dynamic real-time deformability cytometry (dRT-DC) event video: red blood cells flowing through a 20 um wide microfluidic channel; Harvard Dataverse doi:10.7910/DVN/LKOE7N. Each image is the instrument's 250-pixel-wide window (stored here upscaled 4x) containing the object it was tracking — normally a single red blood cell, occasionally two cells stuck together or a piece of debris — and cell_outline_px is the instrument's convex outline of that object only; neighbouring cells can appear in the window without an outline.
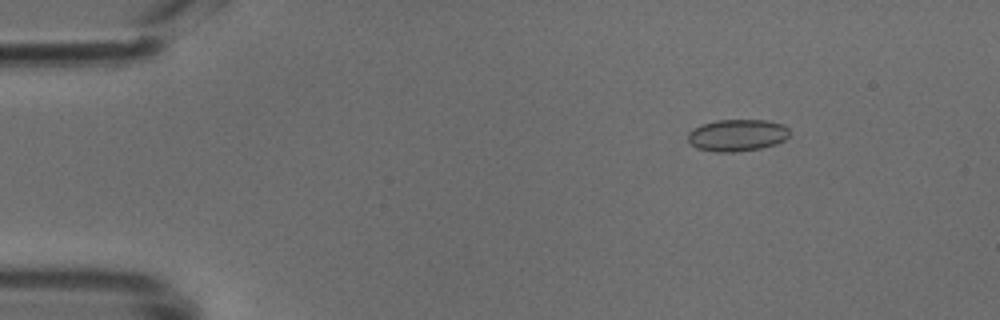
{"species": "common noctule bat (a hibernating species)", "species_latin": "Nyctalus noctula", "temperature_condition": "cold", "stored_images_in_passage": 46, "camera_frame_rate_fps": 3000, "um_per_image_px": 0.085, "animal": {"sex": "male", "body_mass_g": 18.8}, "frame": {"image": 1, "passage_image": 4, "time_ms": 1.0, "image_size_px": [1000, 320], "cell_outline_px": [[788, 136], [784, 140], [776, 144], [760, 148], [736, 152], [716, 152], [696, 148], [688, 140], [688, 132], [692, 128], [700, 124], [716, 120], [768, 120], [784, 124], [788, 128]], "centroid_in_image_um": [62.64, 11.48], "position_along_channel_um": 22.4, "area_um2": 19.07}}
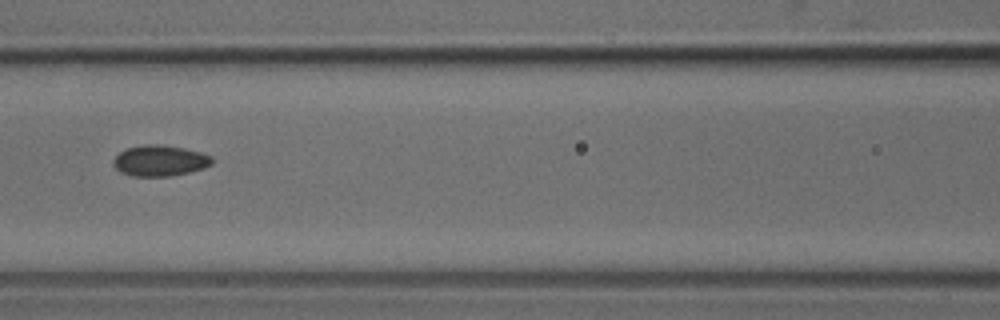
{"frame": {"image": 2, "passage_image": 19, "time_ms": 6.0, "image_size_px": [1000, 320], "cell_outline_px": [[212, 164], [204, 168], [188, 172], [168, 176], [132, 176], [120, 172], [112, 164], [112, 160], [124, 148], [144, 144], [160, 144], [184, 148], [200, 152], [212, 156]], "centroid_in_image_um": [13.56, 13.64], "position_along_channel_um": 153.0, "area_um2": 17.86}}
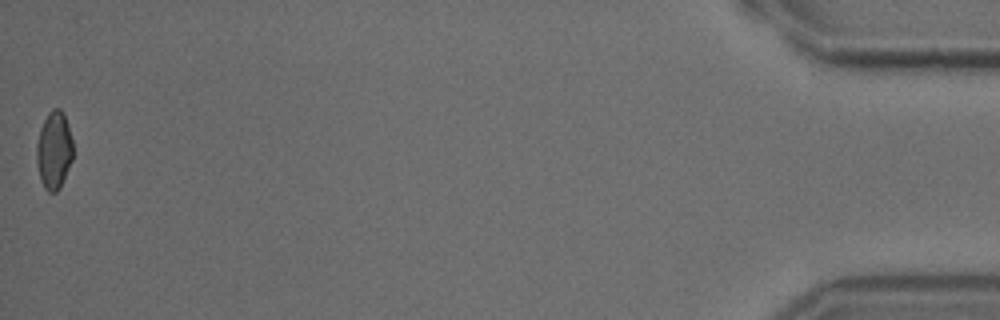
{"frame": {"image": 3, "passage_image": 46, "time_ms": 15.0, "image_size_px": [1000, 320], "cell_outline_px": [[72, 160], [60, 188], [56, 192], [48, 192], [44, 188], [36, 164], [36, 144], [40, 128], [48, 112], [52, 108], [60, 108], [68, 124], [72, 140]], "centroid_in_image_um": [4.58, 12.77], "position_along_channel_um": 430.6, "area_um2": 16.53}}